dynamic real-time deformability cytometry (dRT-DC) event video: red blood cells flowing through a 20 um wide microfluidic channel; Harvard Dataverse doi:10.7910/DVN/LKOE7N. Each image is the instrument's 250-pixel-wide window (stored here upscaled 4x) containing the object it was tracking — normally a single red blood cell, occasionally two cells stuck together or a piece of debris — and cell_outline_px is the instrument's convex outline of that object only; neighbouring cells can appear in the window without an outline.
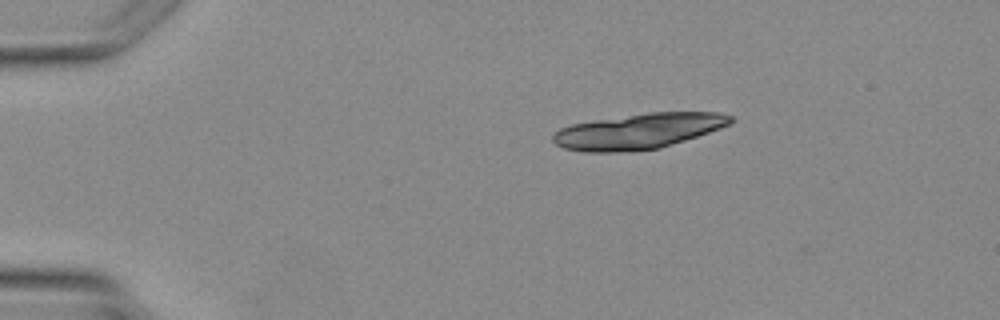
{"species": "Egyptian fruit bat (a non-hibernating species)", "species_latin": "Rousettus aegyptiacus", "temperature_condition": "warm", "stored_images_in_passage": 4, "camera_frame_rate_fps": 3000, "um_per_image_px": 0.085, "animal": {"sex": "female"}, "frame": {"image": 1, "passage_image": 1, "time_ms": 0.0, "image_size_px": [1000, 320], "cell_outline_px": [[732, 120], [728, 124], [720, 128], [660, 148], [624, 152], [584, 152], [564, 148], [556, 144], [552, 140], [552, 136], [560, 128], [572, 124], [596, 120], [652, 112], [716, 112], [732, 116]], "centroid_in_image_um": [54.23, 11.16], "position_along_channel_um": 30.8, "area_um2": 36.18}}
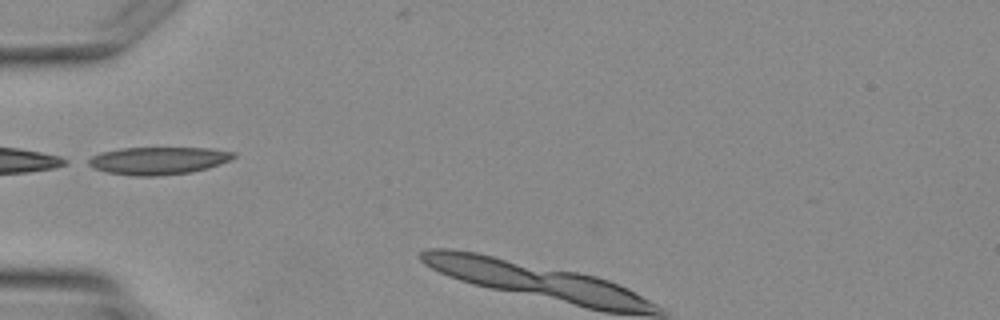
{"frame": {"image": 2, "passage_image": 3, "time_ms": 2.333, "image_size_px": [1000, 320], "cell_outline_px": [[236, 156], [220, 164], [208, 168], [192, 172], [156, 176], [136, 176], [108, 172], [92, 168], [84, 164], [84, 160], [100, 152], [124, 148], [208, 148], [236, 152]], "centroid_in_image_um": [13.4, 13.65], "position_along_channel_um": 71.6, "area_um2": 23.47}}